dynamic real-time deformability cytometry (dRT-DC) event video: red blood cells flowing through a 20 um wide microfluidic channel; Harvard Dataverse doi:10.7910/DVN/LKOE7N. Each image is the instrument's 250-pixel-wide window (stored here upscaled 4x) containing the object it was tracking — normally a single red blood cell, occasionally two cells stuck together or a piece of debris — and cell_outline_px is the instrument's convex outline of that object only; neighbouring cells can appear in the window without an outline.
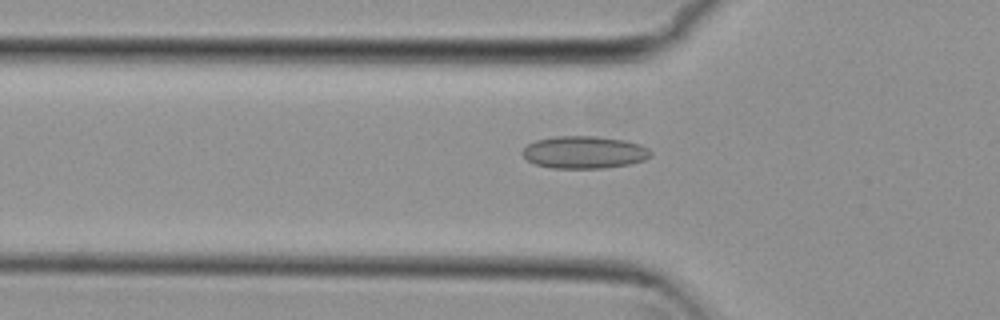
{"species": "common noctule bat (a hibernating species)", "species_latin": "Nyctalus noctula", "temperature_condition": "cold", "stored_images_in_passage": 54, "camera_frame_rate_fps": 3000, "um_per_image_px": 0.085, "animal": {"sex": "female", "body_mass_g": 29.2, "forearm_length_mm": 56.3}, "frame": {"image": 1, "passage_image": 18, "time_ms": 5.667, "image_size_px": [1000, 320], "cell_outline_px": [[652, 156], [644, 160], [628, 164], [600, 168], [552, 168], [536, 164], [528, 160], [520, 152], [528, 144], [536, 140], [556, 136], [596, 136], [624, 140], [640, 144], [648, 148], [652, 152]], "centroid_in_image_um": [49.67, 12.94], "position_along_channel_um": 76.1, "area_um2": 24.16}}
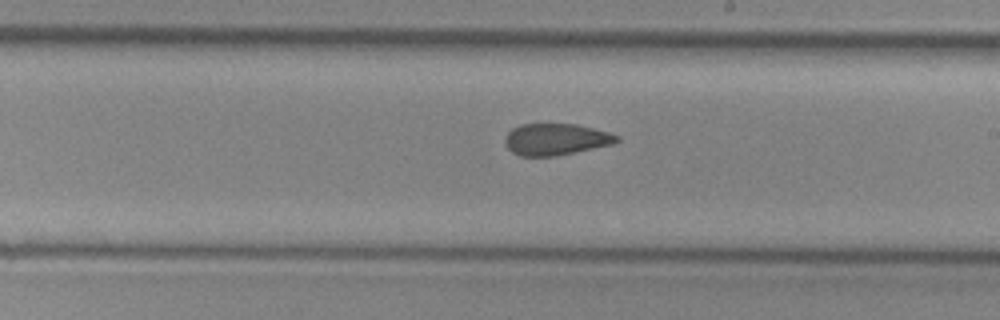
{"frame": {"image": 2, "passage_image": 31, "time_ms": 10.0, "image_size_px": [1000, 320], "cell_outline_px": [[620, 140], [612, 144], [576, 152], [556, 156], [520, 156], [512, 152], [504, 144], [504, 136], [512, 128], [520, 124], [576, 124], [608, 132], [620, 136]], "centroid_in_image_um": [47.21, 11.84], "position_along_channel_um": 241.8, "area_um2": 20.69}}
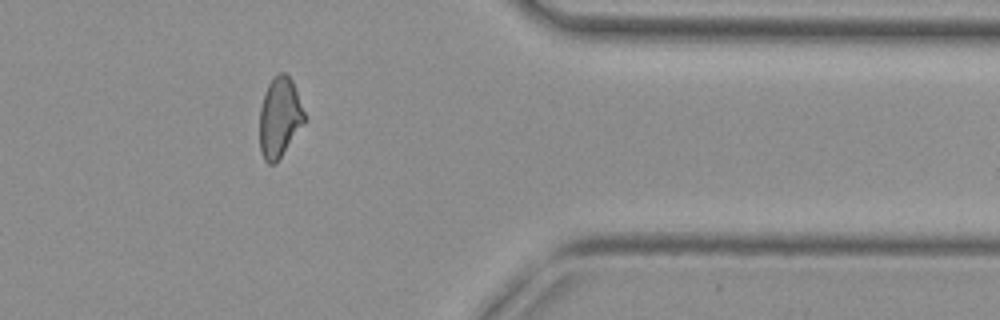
{"frame": {"image": 3, "passage_image": 44, "time_ms": 14.333, "image_size_px": [1000, 320], "cell_outline_px": [[308, 120], [280, 156], [272, 164], [268, 164], [264, 160], [260, 152], [260, 108], [264, 92], [268, 84], [276, 72], [284, 72], [292, 80], [308, 116]], "centroid_in_image_um": [23.8, 9.93], "position_along_channel_um": 387.6, "area_um2": 21.27}, "authors_computed_cell_mechanics": {"area_um2": 21.8484, "velocity_mm_per_s": 3.8114, "shape_relaxation_time_tau1_ms": null, "shape_relaxation_time_tau2_ms": 3.2477, "deformation_change_tau1": null, "deformation_change_tau2": 0.0941}}